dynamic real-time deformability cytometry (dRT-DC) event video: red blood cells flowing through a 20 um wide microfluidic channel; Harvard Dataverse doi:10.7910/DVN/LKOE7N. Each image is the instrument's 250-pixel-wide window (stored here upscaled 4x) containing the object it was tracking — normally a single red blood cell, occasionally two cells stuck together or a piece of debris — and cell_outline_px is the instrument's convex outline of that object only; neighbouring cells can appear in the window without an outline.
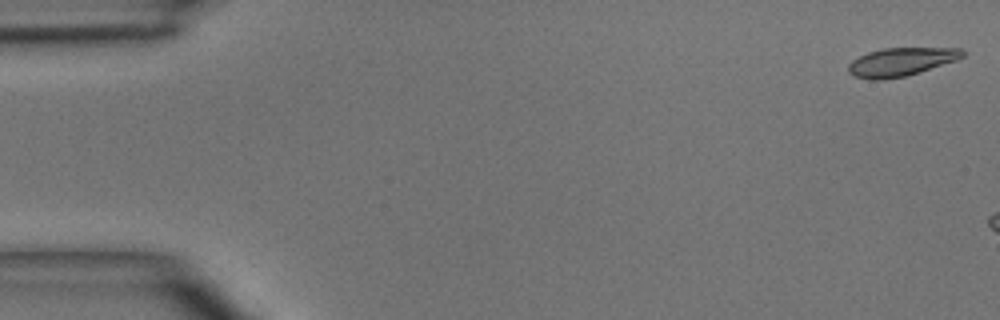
{"species": "common noctule bat (a hibernating species)", "species_latin": "Nyctalus noctula", "temperature_condition": "room temperature", "stored_images_in_passage": 3, "camera_frame_rate_fps": 3000, "um_per_image_px": 0.085, "animal": {"sex": "male", "body_mass_g": 15.6}, "frame": {"image": 1, "passage_image": 1, "time_ms": 0.0, "image_size_px": [1000, 320], "cell_outline_px": [[964, 56], [956, 60], [904, 76], [884, 80], [872, 80], [852, 76], [848, 72], [848, 64], [852, 60], [868, 52], [884, 48], [960, 48], [964, 52]], "centroid_in_image_um": [76.53, 5.26], "position_along_channel_um": 8.5, "area_um2": 18.67}}